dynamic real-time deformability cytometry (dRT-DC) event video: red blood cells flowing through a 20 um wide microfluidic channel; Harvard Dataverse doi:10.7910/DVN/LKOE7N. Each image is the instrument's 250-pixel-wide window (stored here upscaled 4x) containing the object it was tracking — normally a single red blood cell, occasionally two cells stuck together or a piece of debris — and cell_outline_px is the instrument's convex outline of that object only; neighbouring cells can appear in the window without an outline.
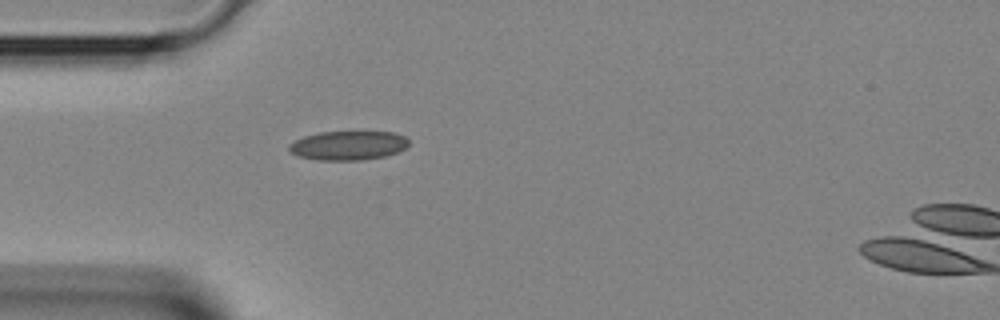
{"species": "Egyptian fruit bat (a non-hibernating species)", "species_latin": "Rousettus aegyptiacus", "temperature_condition": "room temperature", "stored_images_in_passage": 3, "camera_frame_rate_fps": 3000, "um_per_image_px": 0.085, "animal": {"sex": "female"}, "frame": {"image": 1, "passage_image": 2, "time_ms": 0.333, "image_size_px": [1000, 320], "cell_outline_px": [[408, 144], [404, 148], [396, 152], [384, 156], [360, 160], [316, 160], [300, 156], [288, 152], [288, 144], [304, 136], [320, 132], [396, 132], [404, 136], [408, 140]], "centroid_in_image_um": [29.56, 12.36], "position_along_channel_um": 55.4, "area_um2": 20.23}}